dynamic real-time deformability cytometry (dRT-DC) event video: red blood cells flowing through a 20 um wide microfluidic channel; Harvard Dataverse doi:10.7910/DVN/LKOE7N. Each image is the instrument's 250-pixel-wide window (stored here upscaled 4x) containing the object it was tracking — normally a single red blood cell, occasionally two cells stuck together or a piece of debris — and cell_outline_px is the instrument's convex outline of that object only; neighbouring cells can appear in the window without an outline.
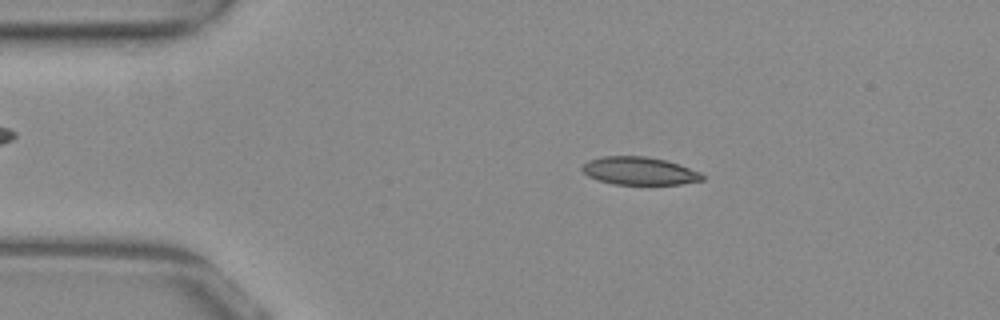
{"species": "common noctule bat (a hibernating species)", "species_latin": "Nyctalus noctula", "temperature_condition": "warm", "stored_images_in_passage": 52, "camera_frame_rate_fps": 3000, "um_per_image_px": 0.085, "animal": {"sex": "female", "body_mass_g": 29.2, "forearm_length_mm": 56.3}, "frame": {"image": 1, "passage_image": 9, "time_ms": 2.667, "image_size_px": [1000, 320], "cell_outline_px": [[704, 180], [680, 184], [612, 184], [588, 176], [580, 168], [588, 160], [604, 156], [644, 156], [664, 160], [680, 164], [700, 172], [704, 176]], "centroid_in_image_um": [54.35, 14.52], "position_along_channel_um": 30.6, "area_um2": 19.42}}
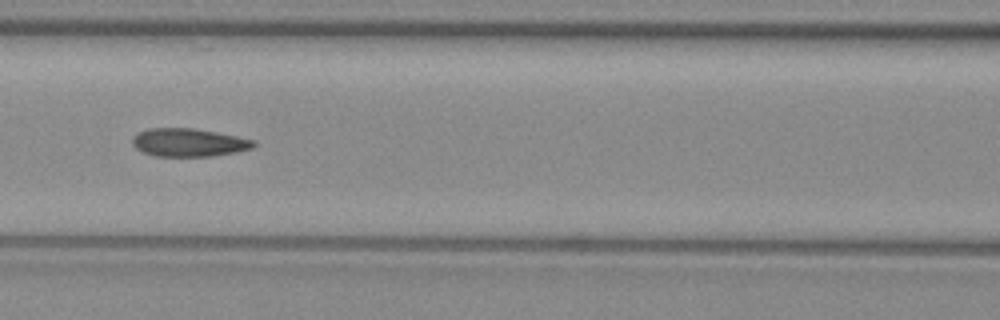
{"frame": {"image": 2, "passage_image": 22, "time_ms": 7.0, "image_size_px": [1000, 320], "cell_outline_px": [[256, 144], [252, 148], [236, 152], [212, 156], [156, 156], [144, 152], [136, 148], [132, 144], [132, 136], [148, 128], [192, 128], [216, 132], [256, 140]], "centroid_in_image_um": [16.05, 12.11], "position_along_channel_um": 150.6, "area_um2": 19.83}}
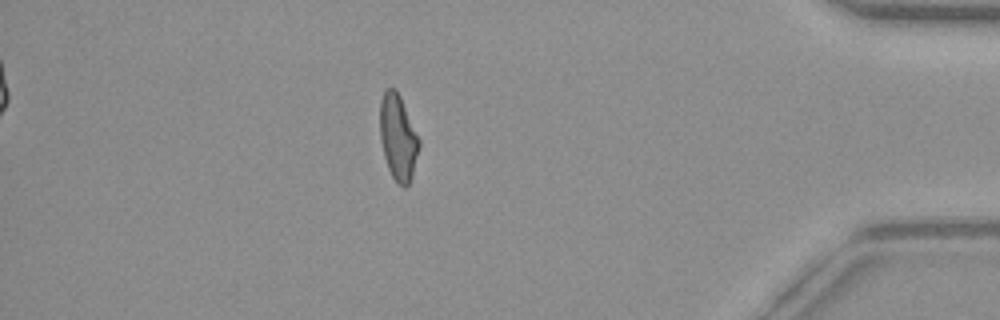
{"frame": {"image": 3, "passage_image": 45, "time_ms": 14.667, "image_size_px": [1000, 320], "cell_outline_px": [[420, 148], [412, 176], [408, 184], [404, 188], [392, 176], [388, 168], [384, 156], [380, 140], [380, 100], [384, 92], [388, 88], [396, 88], [400, 96], [420, 140]], "centroid_in_image_um": [33.83, 11.67], "position_along_channel_um": 401.4, "area_um2": 19.48}, "authors_computed_cell_mechanics": {"area_um2": 19.941, "velocity_mm_per_s": 3.8797, "shape_relaxation_time_tau1_ms": null, "shape_relaxation_time_tau2_ms": 2.0498, "deformation_change_tau1": null, "deformation_change_tau2": 0.0974}}